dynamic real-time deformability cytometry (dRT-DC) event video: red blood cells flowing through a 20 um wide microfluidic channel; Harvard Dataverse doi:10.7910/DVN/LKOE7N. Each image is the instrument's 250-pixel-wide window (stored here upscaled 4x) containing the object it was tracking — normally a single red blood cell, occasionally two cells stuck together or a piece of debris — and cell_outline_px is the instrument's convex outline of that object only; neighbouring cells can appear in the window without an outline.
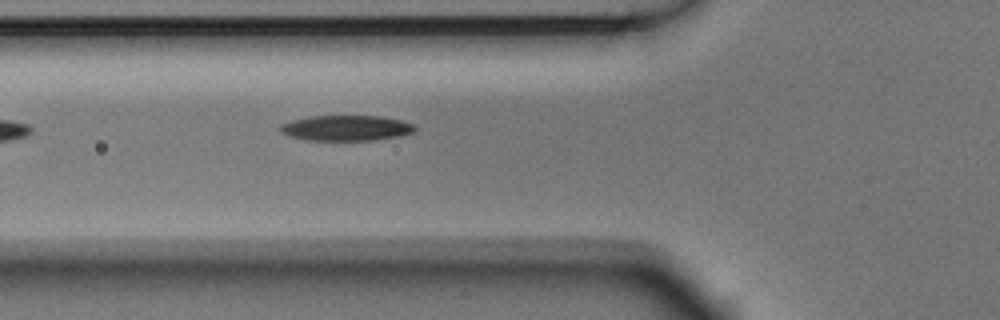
{"species": "Egyptian fruit bat (a non-hibernating species)", "species_latin": "Rousettus aegyptiacus", "temperature_condition": "room temperature", "stored_images_in_passage": 4, "camera_frame_rate_fps": 3000, "um_per_image_px": 0.085, "animal": {"sex": "male"}, "frame": {"image": 1, "passage_image": 4, "time_ms": 1.0, "image_size_px": [1000, 320], "cell_outline_px": [[416, 128], [412, 132], [400, 136], [376, 140], [304, 140], [288, 136], [280, 132], [280, 124], [292, 120], [308, 116], [380, 116], [400, 120], [416, 124]], "centroid_in_image_um": [29.41, 10.88], "position_along_channel_um": 96.4, "area_um2": 20.11}}